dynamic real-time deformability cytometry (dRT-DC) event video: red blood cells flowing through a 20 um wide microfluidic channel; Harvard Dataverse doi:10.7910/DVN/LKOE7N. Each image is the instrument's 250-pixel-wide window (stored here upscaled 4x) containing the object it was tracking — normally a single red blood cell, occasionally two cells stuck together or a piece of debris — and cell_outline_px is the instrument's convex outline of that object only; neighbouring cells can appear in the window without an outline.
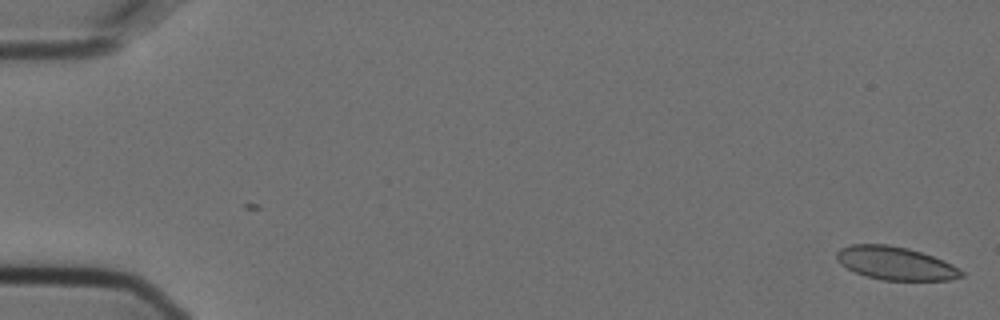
{"species": "Egyptian fruit bat (a non-hibernating species)", "species_latin": "Rousettus aegyptiacus", "temperature_condition": "cold", "stored_images_in_passage": 53, "camera_frame_rate_fps": 3000, "um_per_image_px": 0.085, "animal": {"sex": "female"}, "frame": {"image": 1, "passage_image": 1, "time_ms": 0.0, "image_size_px": [1000, 320], "cell_outline_px": [[964, 276], [952, 280], [880, 280], [856, 272], [840, 264], [836, 260], [836, 252], [840, 248], [852, 244], [888, 244], [908, 248], [944, 260], [960, 268], [964, 272]], "centroid_in_image_um": [76.13, 22.38], "position_along_channel_um": 8.9, "area_um2": 24.22}}
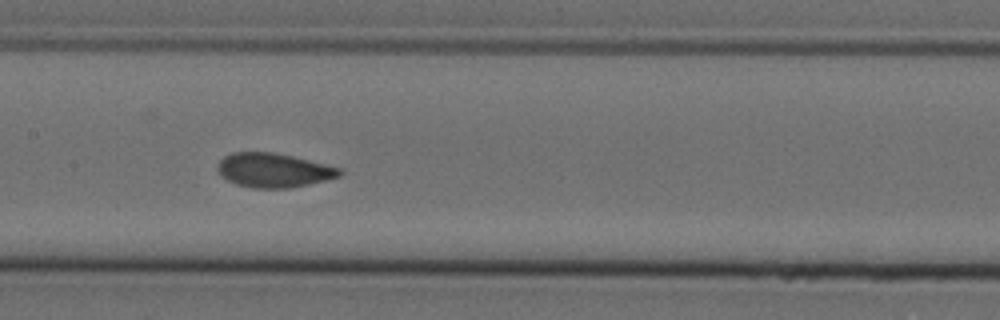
{"frame": {"image": 2, "passage_image": 28, "time_ms": 9.0, "image_size_px": [1000, 320], "cell_outline_px": [[344, 172], [340, 176], [308, 184], [288, 188], [252, 188], [236, 184], [220, 176], [216, 168], [216, 164], [224, 156], [232, 152], [272, 152], [292, 156], [340, 168]], "centroid_in_image_um": [23.2, 14.47], "position_along_channel_um": 184.2, "area_um2": 24.28}}
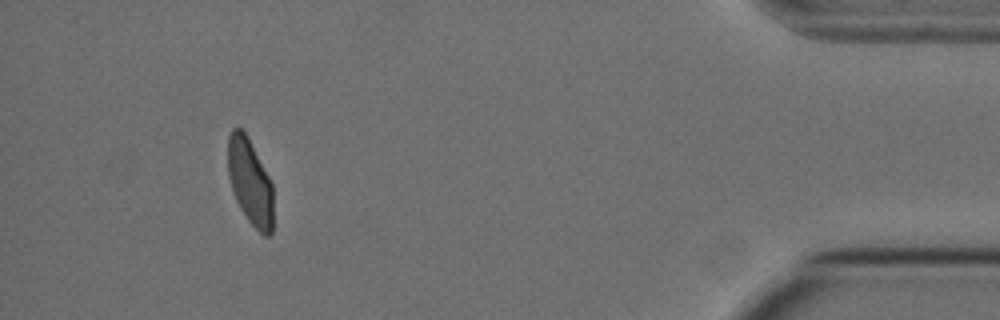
{"frame": {"image": 3, "passage_image": 52, "time_ms": 17.0, "image_size_px": [1000, 320], "cell_outline_px": [[272, 232], [268, 236], [264, 236], [248, 220], [240, 208], [236, 200], [228, 176], [228, 136], [232, 128], [240, 128], [248, 136], [272, 184]], "centroid_in_image_um": [21.24, 15.44], "position_along_channel_um": 414.0, "area_um2": 22.48}}